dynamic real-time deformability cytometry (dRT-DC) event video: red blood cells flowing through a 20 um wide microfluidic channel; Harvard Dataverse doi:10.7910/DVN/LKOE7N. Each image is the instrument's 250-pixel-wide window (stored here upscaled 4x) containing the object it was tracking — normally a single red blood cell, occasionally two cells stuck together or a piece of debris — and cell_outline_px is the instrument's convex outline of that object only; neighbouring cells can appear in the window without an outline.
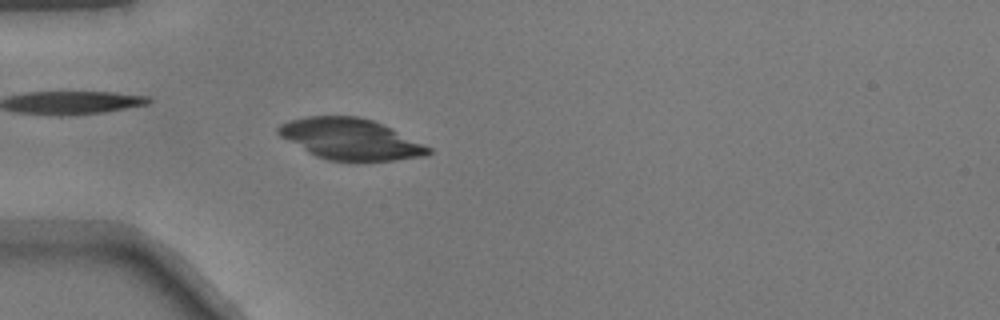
{"species": "common noctule bat (a hibernating species)", "species_latin": "Nyctalus noctula", "temperature_condition": "warm", "stored_images_in_passage": 50, "camera_frame_rate_fps": 3000, "um_per_image_px": 0.085, "animal": {"sex": "male", "body_mass_g": 17.9}, "frame": {"image": 1, "passage_image": 15, "time_ms": 4.667, "image_size_px": [1000, 320], "cell_outline_px": [[432, 152], [424, 156], [392, 160], [328, 160], [316, 156], [308, 152], [280, 136], [276, 132], [276, 128], [280, 124], [292, 120], [308, 116], [356, 116], [372, 120], [392, 128], [432, 148]], "centroid_in_image_um": [29.78, 11.81], "position_along_channel_um": 55.2, "area_um2": 35.49}}
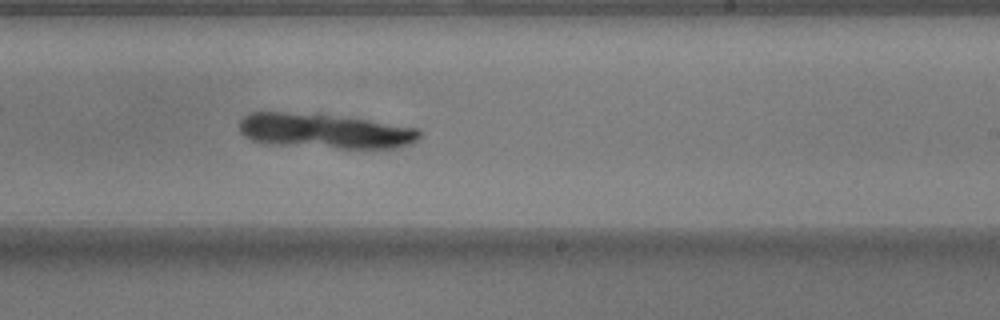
{"frame": {"image": 2, "passage_image": 31, "time_ms": 10.0, "image_size_px": [1000, 320], "cell_outline_px": [[424, 132], [412, 144], [396, 148], [336, 148], [264, 144], [252, 140], [244, 136], [240, 132], [240, 120], [248, 112], [320, 112], [420, 128]], "centroid_in_image_um": [27.62, 11.12], "position_along_channel_um": 261.4, "area_um2": 37.69}}
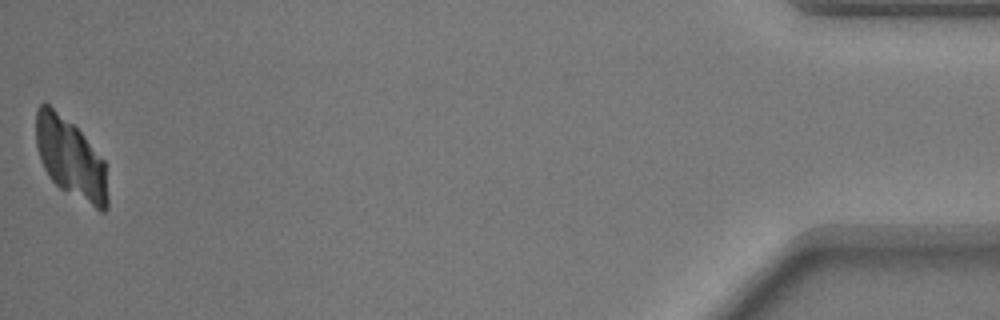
{"frame": {"image": 3, "passage_image": 50, "time_ms": 16.333, "image_size_px": [1000, 320], "cell_outline_px": [[108, 208], [104, 212], [100, 212], [60, 188], [48, 176], [40, 160], [36, 144], [36, 108], [40, 104], [48, 104], [72, 124], [84, 136], [104, 160], [108, 196]], "centroid_in_image_um": [6.0, 13.5], "position_along_channel_um": 429.2, "area_um2": 33.23}}